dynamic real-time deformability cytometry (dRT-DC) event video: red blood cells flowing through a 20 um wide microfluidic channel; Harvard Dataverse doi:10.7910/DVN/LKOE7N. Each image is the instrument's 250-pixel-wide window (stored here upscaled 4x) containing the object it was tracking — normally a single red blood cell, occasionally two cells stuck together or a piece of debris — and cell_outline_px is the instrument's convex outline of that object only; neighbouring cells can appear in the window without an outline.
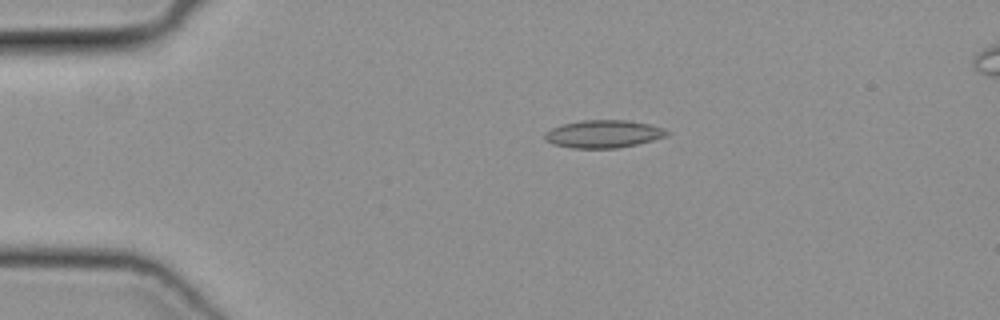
{"species": "common noctule bat (a hibernating species)", "species_latin": "Nyctalus noctula", "temperature_condition": "cold", "stored_images_in_passage": 36, "camera_frame_rate_fps": 3000, "um_per_image_px": 0.085, "animal": {"sex": "female", "body_mass_g": 19.3, "forearm_length_mm": 54.1}, "frame": {"image": 1, "passage_image": 11, "time_ms": 3.333, "image_size_px": [1000, 320], "cell_outline_px": [[668, 136], [636, 144], [616, 148], [572, 148], [556, 144], [548, 140], [544, 136], [544, 132], [552, 128], [564, 124], [584, 120], [628, 120], [648, 124], [664, 128], [668, 132]], "centroid_in_image_um": [51.32, 11.38], "position_along_channel_um": 33.7, "area_um2": 19.42}}
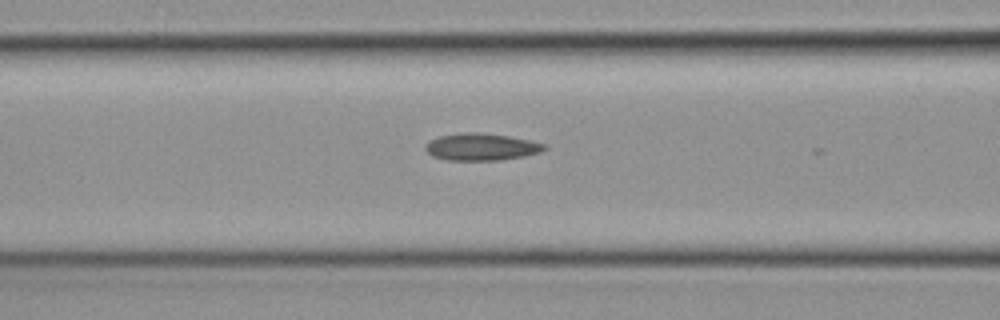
{"frame": {"image": 2, "passage_image": 21, "time_ms": 6.667, "image_size_px": [1000, 320], "cell_outline_px": [[548, 148], [540, 152], [524, 156], [500, 160], [448, 160], [432, 156], [424, 148], [424, 144], [428, 140], [440, 136], [464, 132], [480, 132], [508, 136], [528, 140], [544, 144]], "centroid_in_image_um": [40.87, 12.48], "position_along_channel_um": 125.7, "area_um2": 18.79}}
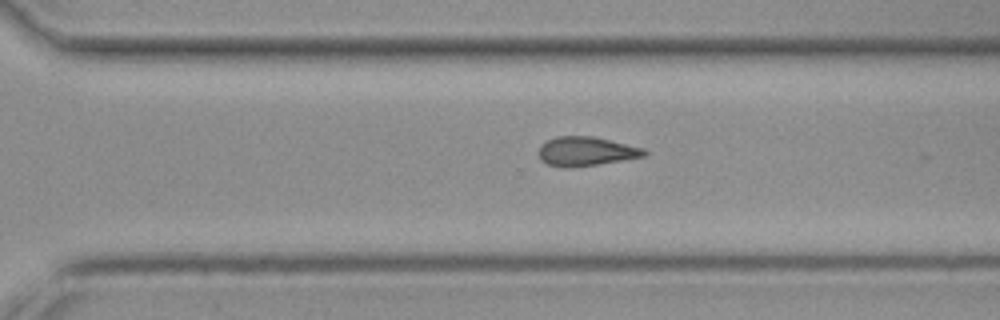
{"frame": {"image": 3, "passage_image": 35, "time_ms": 11.333, "image_size_px": [1000, 320], "cell_outline_px": [[648, 152], [644, 156], [572, 168], [564, 168], [548, 164], [540, 160], [540, 144], [556, 136], [592, 136], [644, 148]], "centroid_in_image_um": [49.78, 12.86], "position_along_channel_um": 320.8, "area_um2": 17.74}}